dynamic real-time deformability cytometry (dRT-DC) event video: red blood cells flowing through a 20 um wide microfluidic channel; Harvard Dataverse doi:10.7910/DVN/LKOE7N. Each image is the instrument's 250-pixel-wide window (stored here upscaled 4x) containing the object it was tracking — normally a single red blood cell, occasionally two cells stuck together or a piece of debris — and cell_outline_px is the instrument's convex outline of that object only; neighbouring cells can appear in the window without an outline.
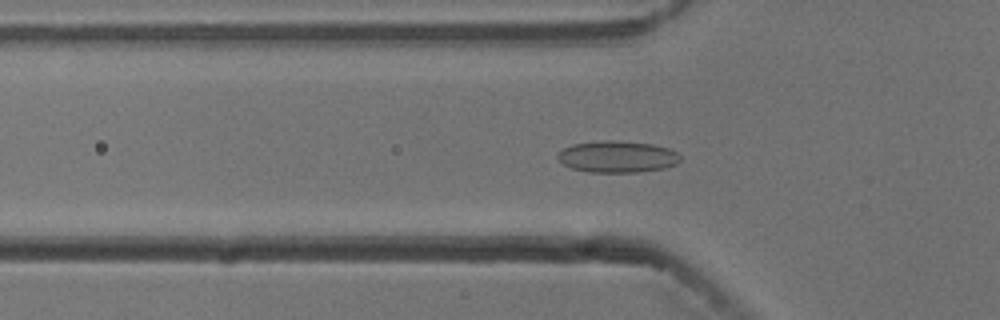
{"species": "common noctule bat (a hibernating species)", "species_latin": "Nyctalus noctula", "temperature_condition": "cold", "stored_images_in_passage": 55, "camera_frame_rate_fps": 3000, "um_per_image_px": 0.085, "animal": {"sex": "male", "body_mass_g": 13.3}, "frame": {"image": 1, "passage_image": 18, "time_ms": 5.667, "image_size_px": [1000, 320], "cell_outline_px": [[680, 160], [676, 164], [664, 168], [636, 172], [588, 172], [572, 168], [564, 164], [556, 156], [556, 152], [572, 144], [600, 140], [612, 140], [652, 144], [668, 148], [676, 152], [680, 156]], "centroid_in_image_um": [52.44, 13.31], "position_along_channel_um": 73.4, "area_um2": 22.6}}
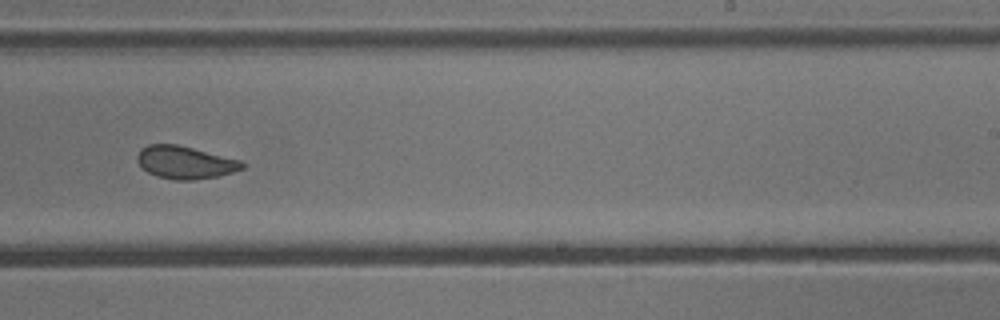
{"frame": {"image": 2, "passage_image": 34, "time_ms": 11.0, "image_size_px": [1000, 320], "cell_outline_px": [[244, 168], [220, 176], [192, 180], [176, 180], [156, 176], [148, 172], [136, 160], [136, 156], [140, 148], [148, 144], [176, 144], [240, 160], [244, 164]], "centroid_in_image_um": [15.7, 13.8], "position_along_channel_um": 273.3, "area_um2": 19.88}}
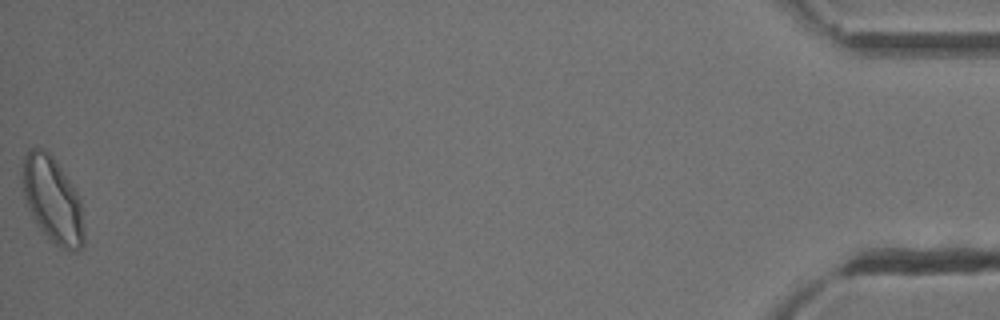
{"frame": {"image": 3, "passage_image": 55, "time_ms": 18.0, "image_size_px": [1000, 320], "cell_outline_px": [[84, 244], [76, 252], [68, 252], [60, 248], [48, 240], [32, 220], [24, 200], [20, 180], [20, 172], [24, 156], [28, 148], [44, 148], [56, 160], [76, 192], [80, 200], [84, 232]], "centroid_in_image_um": [4.41, 17.02], "position_along_channel_um": 430.8, "area_um2": 31.79}, "authors_computed_cell_mechanics": {"area_um2": 22.1374, "velocity_mm_per_s": 3.7358, "shape_relaxation_time_tau1_ms": null, "shape_relaxation_time_tau2_ms": 1.2625, "deformation_change_tau1": null, "deformation_change_tau2": 0.0697}}